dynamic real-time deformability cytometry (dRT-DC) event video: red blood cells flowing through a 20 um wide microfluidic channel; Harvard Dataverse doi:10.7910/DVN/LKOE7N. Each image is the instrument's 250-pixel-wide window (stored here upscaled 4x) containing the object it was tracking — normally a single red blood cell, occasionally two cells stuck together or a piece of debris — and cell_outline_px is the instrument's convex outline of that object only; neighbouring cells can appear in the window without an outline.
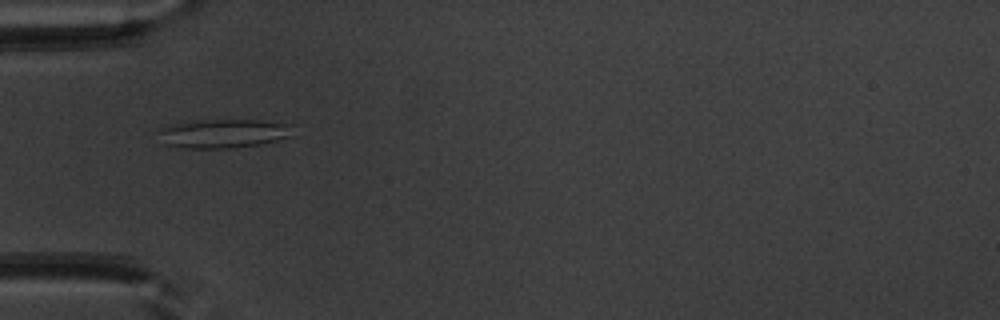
{"species": "common noctule bat (a hibernating species)", "species_latin": "Nyctalus noctula", "temperature_condition": "warm", "stored_images_in_passage": 51, "camera_frame_rate_fps": 3000, "um_per_image_px": 0.085, "animal": {"sex": "male", "body_mass_g": 20.1, "forearm_length_mm": 53.5}, "frame": {"image": 1, "passage_image": 17, "time_ms": 5.333, "image_size_px": [1000, 320], "cell_outline_px": [[296, 124], [292, 136], [260, 144], [232, 148], [180, 148], [164, 144], [152, 132], [164, 124], [200, 120], [260, 120]], "centroid_in_image_um": [18.91, 11.33], "position_along_channel_um": 66.1, "area_um2": 23.52}}
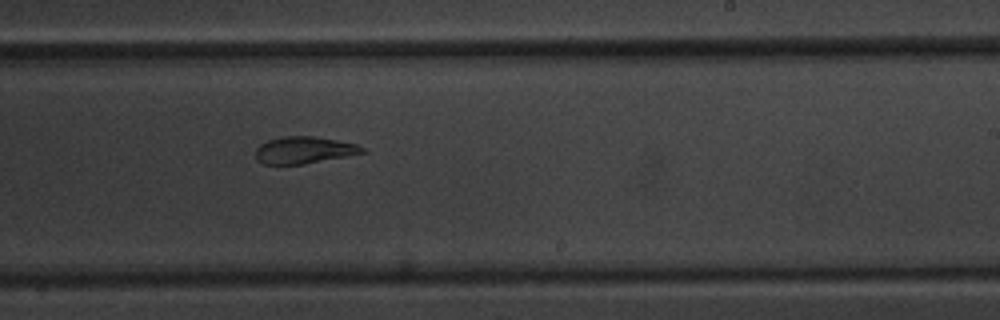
{"frame": {"image": 2, "passage_image": 32, "time_ms": 10.333, "image_size_px": [1000, 320], "cell_outline_px": [[368, 152], [304, 164], [264, 164], [256, 160], [256, 148], [260, 144], [268, 140], [284, 136], [316, 136], [356, 144], [364, 148]], "centroid_in_image_um": [25.84, 12.76], "position_along_channel_um": 263.2, "area_um2": 16.76}}
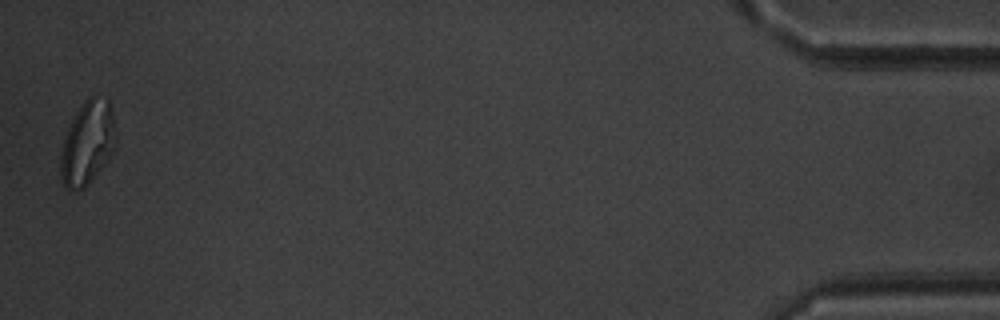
{"frame": {"image": 3, "passage_image": 51, "time_ms": 16.667, "image_size_px": [1000, 320], "cell_outline_px": [[116, 148], [92, 180], [80, 192], [68, 192], [64, 188], [60, 176], [60, 156], [64, 140], [68, 128], [76, 112], [84, 100], [88, 96], [96, 92], [108, 100], [112, 104], [116, 128]], "centroid_in_image_um": [7.46, 12.14], "position_along_channel_um": 427.7, "area_um2": 27.86}, "authors_computed_cell_mechanics": {"area_um2": 22.542, "velocity_mm_per_s": 3.9622, "shape_relaxation_time_tau1_ms": null, "shape_relaxation_time_tau2_ms": 2.9333, "deformation_change_tau1": null, "deformation_change_tau2": 0.0503}}